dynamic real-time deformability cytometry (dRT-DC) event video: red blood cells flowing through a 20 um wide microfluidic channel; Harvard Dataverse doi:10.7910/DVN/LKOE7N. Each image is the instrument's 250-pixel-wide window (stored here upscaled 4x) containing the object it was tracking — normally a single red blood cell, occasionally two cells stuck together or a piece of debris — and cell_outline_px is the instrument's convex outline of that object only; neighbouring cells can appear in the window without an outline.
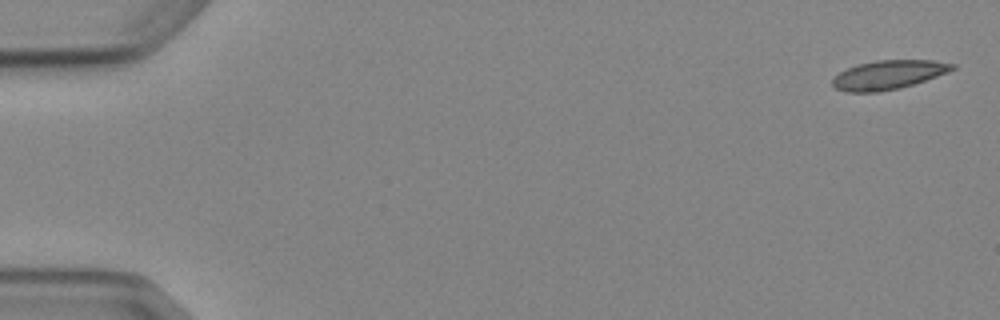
{"species": "Egyptian fruit bat (a non-hibernating species)", "species_latin": "Rousettus aegyptiacus", "temperature_condition": "cold", "stored_images_in_passage": 5, "camera_frame_rate_fps": 3000, "um_per_image_px": 0.085, "animal": {"sex": "female"}, "frame": {"image": 1, "passage_image": 1, "time_ms": 0.0, "image_size_px": [1000, 320], "cell_outline_px": [[956, 68], [948, 72], [900, 88], [880, 92], [844, 92], [836, 88], [832, 84], [832, 80], [840, 72], [856, 64], [876, 60], [932, 60], [956, 64]], "centroid_in_image_um": [75.5, 6.35], "position_along_channel_um": 9.5, "area_um2": 20.17}}
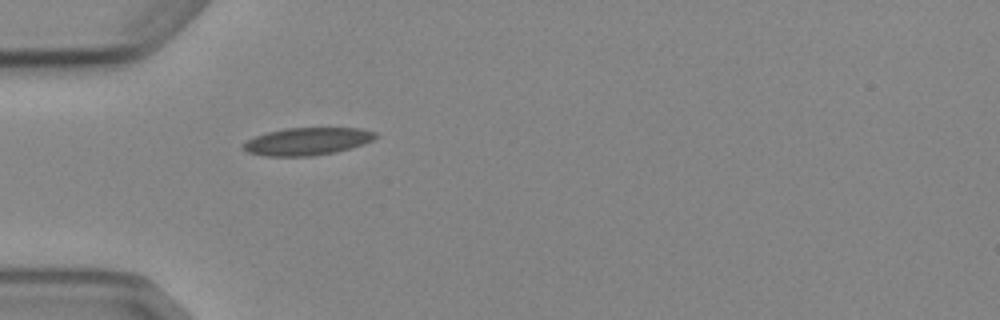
{"frame": {"image": 2, "passage_image": 5, "time_ms": 5.0, "image_size_px": [1000, 320], "cell_outline_px": [[380, 136], [364, 144], [332, 152], [312, 156], [264, 156], [248, 152], [240, 148], [240, 144], [256, 136], [268, 132], [284, 128], [360, 128], [376, 132]], "centroid_in_image_um": [26.09, 12.01], "position_along_channel_um": 58.9, "area_um2": 21.21}}